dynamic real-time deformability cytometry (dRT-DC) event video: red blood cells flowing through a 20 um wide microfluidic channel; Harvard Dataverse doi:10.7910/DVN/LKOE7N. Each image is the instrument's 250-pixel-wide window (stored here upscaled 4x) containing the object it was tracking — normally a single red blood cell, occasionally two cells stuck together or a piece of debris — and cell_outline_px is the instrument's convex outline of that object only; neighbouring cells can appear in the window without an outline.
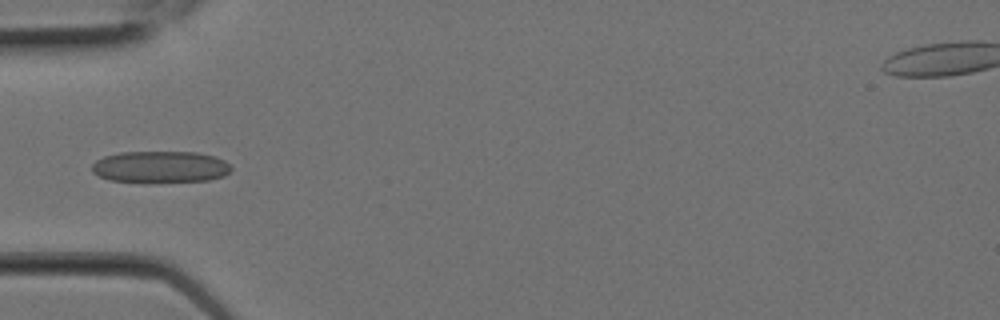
{"species": "Egyptian fruit bat (a non-hibernating species)", "species_latin": "Rousettus aegyptiacus", "temperature_condition": "room temperature", "stored_images_in_passage": 4, "camera_frame_rate_fps": 3000, "um_per_image_px": 0.085, "animal": {"sex": "female"}, "frame": {"image": 1, "passage_image": 2, "time_ms": 0.333, "image_size_px": [1000, 320], "cell_outline_px": [[232, 168], [224, 176], [208, 180], [148, 184], [144, 184], [108, 180], [92, 172], [92, 164], [96, 160], [104, 156], [120, 152], [196, 152], [216, 156], [224, 160]], "centroid_in_image_um": [13.6, 14.21], "position_along_channel_um": 71.4, "area_um2": 26.47}}
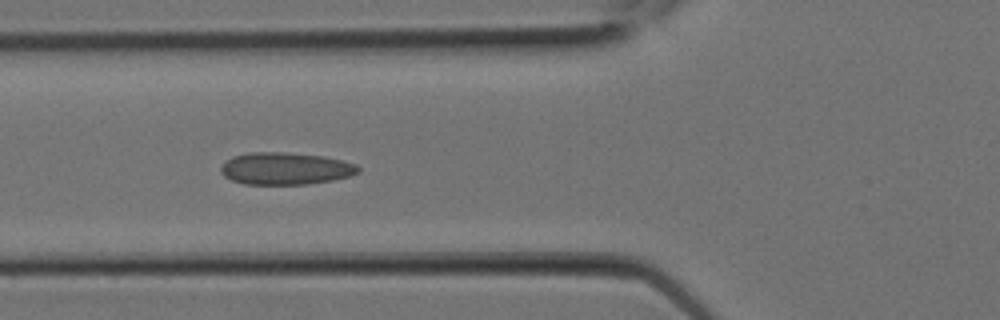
{"frame": {"image": 2, "passage_image": 3, "time_ms": 0.667, "image_size_px": [1000, 320], "cell_outline_px": [[360, 172], [348, 176], [332, 180], [308, 184], [244, 184], [232, 180], [224, 176], [220, 172], [220, 164], [224, 160], [232, 156], [248, 152], [284, 152], [324, 156], [356, 164], [360, 168]], "centroid_in_image_um": [24.21, 14.32], "position_along_channel_um": 101.6, "area_um2": 25.95}}
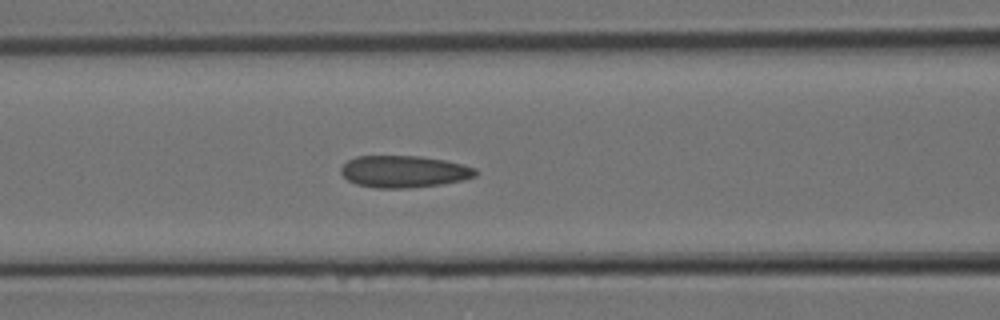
{"frame": {"image": 3, "passage_image": 4, "time_ms": 1.0, "image_size_px": [1000, 320], "cell_outline_px": [[476, 176], [464, 180], [440, 184], [408, 188], [376, 188], [356, 184], [348, 180], [340, 172], [340, 168], [348, 160], [356, 156], [420, 156], [444, 160], [476, 168]], "centroid_in_image_um": [34.31, 14.58], "position_along_channel_um": 132.3, "area_um2": 24.97}}